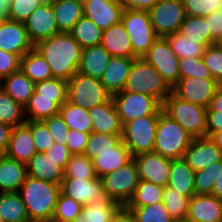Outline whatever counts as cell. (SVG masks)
<instances>
[{"instance_id":"obj_34","label":"cell","mask_w":222,"mask_h":222,"mask_svg":"<svg viewBox=\"0 0 222 222\" xmlns=\"http://www.w3.org/2000/svg\"><path fill=\"white\" fill-rule=\"evenodd\" d=\"M59 114L70 130L83 133L93 132V124L88 110L66 101L59 108Z\"/></svg>"},{"instance_id":"obj_16","label":"cell","mask_w":222,"mask_h":222,"mask_svg":"<svg viewBox=\"0 0 222 222\" xmlns=\"http://www.w3.org/2000/svg\"><path fill=\"white\" fill-rule=\"evenodd\" d=\"M61 192L83 206L93 201L108 200L98 176L93 179L64 178Z\"/></svg>"},{"instance_id":"obj_25","label":"cell","mask_w":222,"mask_h":222,"mask_svg":"<svg viewBox=\"0 0 222 222\" xmlns=\"http://www.w3.org/2000/svg\"><path fill=\"white\" fill-rule=\"evenodd\" d=\"M133 159L129 149L121 141L113 151L96 152L92 164L96 175L100 178L108 173L117 171Z\"/></svg>"},{"instance_id":"obj_28","label":"cell","mask_w":222,"mask_h":222,"mask_svg":"<svg viewBox=\"0 0 222 222\" xmlns=\"http://www.w3.org/2000/svg\"><path fill=\"white\" fill-rule=\"evenodd\" d=\"M111 58L112 56L101 45L82 48L78 72L100 79Z\"/></svg>"},{"instance_id":"obj_4","label":"cell","mask_w":222,"mask_h":222,"mask_svg":"<svg viewBox=\"0 0 222 222\" xmlns=\"http://www.w3.org/2000/svg\"><path fill=\"white\" fill-rule=\"evenodd\" d=\"M193 138L163 111L159 114L155 133L154 152L170 159L183 158Z\"/></svg>"},{"instance_id":"obj_11","label":"cell","mask_w":222,"mask_h":222,"mask_svg":"<svg viewBox=\"0 0 222 222\" xmlns=\"http://www.w3.org/2000/svg\"><path fill=\"white\" fill-rule=\"evenodd\" d=\"M148 13L158 37L179 32L186 17L182 0H159Z\"/></svg>"},{"instance_id":"obj_8","label":"cell","mask_w":222,"mask_h":222,"mask_svg":"<svg viewBox=\"0 0 222 222\" xmlns=\"http://www.w3.org/2000/svg\"><path fill=\"white\" fill-rule=\"evenodd\" d=\"M121 22L130 37L133 58H142L158 38L150 22L148 11L123 9Z\"/></svg>"},{"instance_id":"obj_68","label":"cell","mask_w":222,"mask_h":222,"mask_svg":"<svg viewBox=\"0 0 222 222\" xmlns=\"http://www.w3.org/2000/svg\"><path fill=\"white\" fill-rule=\"evenodd\" d=\"M77 3L84 5L88 0H75Z\"/></svg>"},{"instance_id":"obj_33","label":"cell","mask_w":222,"mask_h":222,"mask_svg":"<svg viewBox=\"0 0 222 222\" xmlns=\"http://www.w3.org/2000/svg\"><path fill=\"white\" fill-rule=\"evenodd\" d=\"M20 69L35 84L52 78L50 66L35 47L21 57Z\"/></svg>"},{"instance_id":"obj_9","label":"cell","mask_w":222,"mask_h":222,"mask_svg":"<svg viewBox=\"0 0 222 222\" xmlns=\"http://www.w3.org/2000/svg\"><path fill=\"white\" fill-rule=\"evenodd\" d=\"M158 119L159 115L143 116L122 126V141L132 157L154 151Z\"/></svg>"},{"instance_id":"obj_70","label":"cell","mask_w":222,"mask_h":222,"mask_svg":"<svg viewBox=\"0 0 222 222\" xmlns=\"http://www.w3.org/2000/svg\"><path fill=\"white\" fill-rule=\"evenodd\" d=\"M7 18H0V28L2 27L4 21L6 20Z\"/></svg>"},{"instance_id":"obj_6","label":"cell","mask_w":222,"mask_h":222,"mask_svg":"<svg viewBox=\"0 0 222 222\" xmlns=\"http://www.w3.org/2000/svg\"><path fill=\"white\" fill-rule=\"evenodd\" d=\"M100 179L105 197L108 200L117 202L120 206H126L140 181L134 159L117 171L101 176Z\"/></svg>"},{"instance_id":"obj_15","label":"cell","mask_w":222,"mask_h":222,"mask_svg":"<svg viewBox=\"0 0 222 222\" xmlns=\"http://www.w3.org/2000/svg\"><path fill=\"white\" fill-rule=\"evenodd\" d=\"M30 42L35 46L59 33L52 4H41L23 22Z\"/></svg>"},{"instance_id":"obj_24","label":"cell","mask_w":222,"mask_h":222,"mask_svg":"<svg viewBox=\"0 0 222 222\" xmlns=\"http://www.w3.org/2000/svg\"><path fill=\"white\" fill-rule=\"evenodd\" d=\"M100 45L112 57H133L132 43L121 21L103 30Z\"/></svg>"},{"instance_id":"obj_19","label":"cell","mask_w":222,"mask_h":222,"mask_svg":"<svg viewBox=\"0 0 222 222\" xmlns=\"http://www.w3.org/2000/svg\"><path fill=\"white\" fill-rule=\"evenodd\" d=\"M33 47L24 24L7 18L0 28V49L22 57Z\"/></svg>"},{"instance_id":"obj_45","label":"cell","mask_w":222,"mask_h":222,"mask_svg":"<svg viewBox=\"0 0 222 222\" xmlns=\"http://www.w3.org/2000/svg\"><path fill=\"white\" fill-rule=\"evenodd\" d=\"M136 222H173L163 202L141 207H126Z\"/></svg>"},{"instance_id":"obj_46","label":"cell","mask_w":222,"mask_h":222,"mask_svg":"<svg viewBox=\"0 0 222 222\" xmlns=\"http://www.w3.org/2000/svg\"><path fill=\"white\" fill-rule=\"evenodd\" d=\"M83 205L60 192L52 221L73 222L81 214Z\"/></svg>"},{"instance_id":"obj_42","label":"cell","mask_w":222,"mask_h":222,"mask_svg":"<svg viewBox=\"0 0 222 222\" xmlns=\"http://www.w3.org/2000/svg\"><path fill=\"white\" fill-rule=\"evenodd\" d=\"M96 177L92 159L84 154L70 156L64 168V178L93 179Z\"/></svg>"},{"instance_id":"obj_69","label":"cell","mask_w":222,"mask_h":222,"mask_svg":"<svg viewBox=\"0 0 222 222\" xmlns=\"http://www.w3.org/2000/svg\"><path fill=\"white\" fill-rule=\"evenodd\" d=\"M173 222H191L188 219L173 220Z\"/></svg>"},{"instance_id":"obj_49","label":"cell","mask_w":222,"mask_h":222,"mask_svg":"<svg viewBox=\"0 0 222 222\" xmlns=\"http://www.w3.org/2000/svg\"><path fill=\"white\" fill-rule=\"evenodd\" d=\"M180 78L197 77L212 78L209 69L205 65L202 58H180L179 59Z\"/></svg>"},{"instance_id":"obj_30","label":"cell","mask_w":222,"mask_h":222,"mask_svg":"<svg viewBox=\"0 0 222 222\" xmlns=\"http://www.w3.org/2000/svg\"><path fill=\"white\" fill-rule=\"evenodd\" d=\"M195 171L183 158L172 159L167 187L191 198L194 194Z\"/></svg>"},{"instance_id":"obj_26","label":"cell","mask_w":222,"mask_h":222,"mask_svg":"<svg viewBox=\"0 0 222 222\" xmlns=\"http://www.w3.org/2000/svg\"><path fill=\"white\" fill-rule=\"evenodd\" d=\"M27 175L61 185L64 169L45 153H36L26 164Z\"/></svg>"},{"instance_id":"obj_32","label":"cell","mask_w":222,"mask_h":222,"mask_svg":"<svg viewBox=\"0 0 222 222\" xmlns=\"http://www.w3.org/2000/svg\"><path fill=\"white\" fill-rule=\"evenodd\" d=\"M52 7L58 32L69 33L75 23L84 16L83 5L75 0H54Z\"/></svg>"},{"instance_id":"obj_41","label":"cell","mask_w":222,"mask_h":222,"mask_svg":"<svg viewBox=\"0 0 222 222\" xmlns=\"http://www.w3.org/2000/svg\"><path fill=\"white\" fill-rule=\"evenodd\" d=\"M0 122L11 127L19 126L26 123L24 107L16 103L13 98L10 97L1 87Z\"/></svg>"},{"instance_id":"obj_21","label":"cell","mask_w":222,"mask_h":222,"mask_svg":"<svg viewBox=\"0 0 222 222\" xmlns=\"http://www.w3.org/2000/svg\"><path fill=\"white\" fill-rule=\"evenodd\" d=\"M37 153L30 128L24 123L12 127L5 156L27 164Z\"/></svg>"},{"instance_id":"obj_63","label":"cell","mask_w":222,"mask_h":222,"mask_svg":"<svg viewBox=\"0 0 222 222\" xmlns=\"http://www.w3.org/2000/svg\"><path fill=\"white\" fill-rule=\"evenodd\" d=\"M207 112H222V84L216 89V92L207 107Z\"/></svg>"},{"instance_id":"obj_10","label":"cell","mask_w":222,"mask_h":222,"mask_svg":"<svg viewBox=\"0 0 222 222\" xmlns=\"http://www.w3.org/2000/svg\"><path fill=\"white\" fill-rule=\"evenodd\" d=\"M122 126L136 118L159 115L162 105L152 96L142 93L121 91L112 95Z\"/></svg>"},{"instance_id":"obj_57","label":"cell","mask_w":222,"mask_h":222,"mask_svg":"<svg viewBox=\"0 0 222 222\" xmlns=\"http://www.w3.org/2000/svg\"><path fill=\"white\" fill-rule=\"evenodd\" d=\"M207 21L208 30L211 32L212 40L215 43L222 41V10L212 12L204 17Z\"/></svg>"},{"instance_id":"obj_23","label":"cell","mask_w":222,"mask_h":222,"mask_svg":"<svg viewBox=\"0 0 222 222\" xmlns=\"http://www.w3.org/2000/svg\"><path fill=\"white\" fill-rule=\"evenodd\" d=\"M93 124V132L122 134V124L112 97L105 103L88 110Z\"/></svg>"},{"instance_id":"obj_40","label":"cell","mask_w":222,"mask_h":222,"mask_svg":"<svg viewBox=\"0 0 222 222\" xmlns=\"http://www.w3.org/2000/svg\"><path fill=\"white\" fill-rule=\"evenodd\" d=\"M165 187L147 182L139 181L138 186L125 207H141L163 202Z\"/></svg>"},{"instance_id":"obj_55","label":"cell","mask_w":222,"mask_h":222,"mask_svg":"<svg viewBox=\"0 0 222 222\" xmlns=\"http://www.w3.org/2000/svg\"><path fill=\"white\" fill-rule=\"evenodd\" d=\"M21 57L0 49V81L13 72L20 70Z\"/></svg>"},{"instance_id":"obj_58","label":"cell","mask_w":222,"mask_h":222,"mask_svg":"<svg viewBox=\"0 0 222 222\" xmlns=\"http://www.w3.org/2000/svg\"><path fill=\"white\" fill-rule=\"evenodd\" d=\"M52 160L56 161L57 164L65 168L70 156L72 155L66 145L54 143L46 152H44Z\"/></svg>"},{"instance_id":"obj_14","label":"cell","mask_w":222,"mask_h":222,"mask_svg":"<svg viewBox=\"0 0 222 222\" xmlns=\"http://www.w3.org/2000/svg\"><path fill=\"white\" fill-rule=\"evenodd\" d=\"M141 180L166 187L169 181L172 159L156 152H147L133 157Z\"/></svg>"},{"instance_id":"obj_27","label":"cell","mask_w":222,"mask_h":222,"mask_svg":"<svg viewBox=\"0 0 222 222\" xmlns=\"http://www.w3.org/2000/svg\"><path fill=\"white\" fill-rule=\"evenodd\" d=\"M27 176L26 164L0 156V193L19 192Z\"/></svg>"},{"instance_id":"obj_43","label":"cell","mask_w":222,"mask_h":222,"mask_svg":"<svg viewBox=\"0 0 222 222\" xmlns=\"http://www.w3.org/2000/svg\"><path fill=\"white\" fill-rule=\"evenodd\" d=\"M122 141V134H103L98 132H91L84 151V155L89 159L95 157L96 152L113 151Z\"/></svg>"},{"instance_id":"obj_39","label":"cell","mask_w":222,"mask_h":222,"mask_svg":"<svg viewBox=\"0 0 222 222\" xmlns=\"http://www.w3.org/2000/svg\"><path fill=\"white\" fill-rule=\"evenodd\" d=\"M101 30L92 20L81 17L69 32L82 48L100 45Z\"/></svg>"},{"instance_id":"obj_2","label":"cell","mask_w":222,"mask_h":222,"mask_svg":"<svg viewBox=\"0 0 222 222\" xmlns=\"http://www.w3.org/2000/svg\"><path fill=\"white\" fill-rule=\"evenodd\" d=\"M61 185L27 176L19 194L31 222H52Z\"/></svg>"},{"instance_id":"obj_66","label":"cell","mask_w":222,"mask_h":222,"mask_svg":"<svg viewBox=\"0 0 222 222\" xmlns=\"http://www.w3.org/2000/svg\"><path fill=\"white\" fill-rule=\"evenodd\" d=\"M9 0H0V18H7Z\"/></svg>"},{"instance_id":"obj_5","label":"cell","mask_w":222,"mask_h":222,"mask_svg":"<svg viewBox=\"0 0 222 222\" xmlns=\"http://www.w3.org/2000/svg\"><path fill=\"white\" fill-rule=\"evenodd\" d=\"M162 110L192 138L206 137L207 108L181 100L171 92L162 103Z\"/></svg>"},{"instance_id":"obj_17","label":"cell","mask_w":222,"mask_h":222,"mask_svg":"<svg viewBox=\"0 0 222 222\" xmlns=\"http://www.w3.org/2000/svg\"><path fill=\"white\" fill-rule=\"evenodd\" d=\"M183 159L196 172L222 160V151L210 137L193 138Z\"/></svg>"},{"instance_id":"obj_20","label":"cell","mask_w":222,"mask_h":222,"mask_svg":"<svg viewBox=\"0 0 222 222\" xmlns=\"http://www.w3.org/2000/svg\"><path fill=\"white\" fill-rule=\"evenodd\" d=\"M186 219L191 222H222V200L214 195L194 194L189 201Z\"/></svg>"},{"instance_id":"obj_18","label":"cell","mask_w":222,"mask_h":222,"mask_svg":"<svg viewBox=\"0 0 222 222\" xmlns=\"http://www.w3.org/2000/svg\"><path fill=\"white\" fill-rule=\"evenodd\" d=\"M83 12L84 17L106 30L121 21L123 7L117 0H88L83 5Z\"/></svg>"},{"instance_id":"obj_54","label":"cell","mask_w":222,"mask_h":222,"mask_svg":"<svg viewBox=\"0 0 222 222\" xmlns=\"http://www.w3.org/2000/svg\"><path fill=\"white\" fill-rule=\"evenodd\" d=\"M49 129L55 143L66 145L68 126L63 121L60 114L54 115L43 121Z\"/></svg>"},{"instance_id":"obj_61","label":"cell","mask_w":222,"mask_h":222,"mask_svg":"<svg viewBox=\"0 0 222 222\" xmlns=\"http://www.w3.org/2000/svg\"><path fill=\"white\" fill-rule=\"evenodd\" d=\"M11 129V126L0 122V156L7 150Z\"/></svg>"},{"instance_id":"obj_65","label":"cell","mask_w":222,"mask_h":222,"mask_svg":"<svg viewBox=\"0 0 222 222\" xmlns=\"http://www.w3.org/2000/svg\"><path fill=\"white\" fill-rule=\"evenodd\" d=\"M214 144L222 151V130L209 136Z\"/></svg>"},{"instance_id":"obj_59","label":"cell","mask_w":222,"mask_h":222,"mask_svg":"<svg viewBox=\"0 0 222 222\" xmlns=\"http://www.w3.org/2000/svg\"><path fill=\"white\" fill-rule=\"evenodd\" d=\"M222 130V112H207L206 114V136Z\"/></svg>"},{"instance_id":"obj_7","label":"cell","mask_w":222,"mask_h":222,"mask_svg":"<svg viewBox=\"0 0 222 222\" xmlns=\"http://www.w3.org/2000/svg\"><path fill=\"white\" fill-rule=\"evenodd\" d=\"M112 95L105 89L100 79L76 72L67 81V101L90 110L107 102Z\"/></svg>"},{"instance_id":"obj_48","label":"cell","mask_w":222,"mask_h":222,"mask_svg":"<svg viewBox=\"0 0 222 222\" xmlns=\"http://www.w3.org/2000/svg\"><path fill=\"white\" fill-rule=\"evenodd\" d=\"M25 124L31 130L37 153L46 152L55 143L54 138L43 121H26Z\"/></svg>"},{"instance_id":"obj_29","label":"cell","mask_w":222,"mask_h":222,"mask_svg":"<svg viewBox=\"0 0 222 222\" xmlns=\"http://www.w3.org/2000/svg\"><path fill=\"white\" fill-rule=\"evenodd\" d=\"M0 87L25 108L34 93L35 83L22 70L11 73L0 81Z\"/></svg>"},{"instance_id":"obj_13","label":"cell","mask_w":222,"mask_h":222,"mask_svg":"<svg viewBox=\"0 0 222 222\" xmlns=\"http://www.w3.org/2000/svg\"><path fill=\"white\" fill-rule=\"evenodd\" d=\"M219 85L213 78H180L171 92L181 100L207 108Z\"/></svg>"},{"instance_id":"obj_35","label":"cell","mask_w":222,"mask_h":222,"mask_svg":"<svg viewBox=\"0 0 222 222\" xmlns=\"http://www.w3.org/2000/svg\"><path fill=\"white\" fill-rule=\"evenodd\" d=\"M0 216L4 222L29 221L26 207L18 192L0 193Z\"/></svg>"},{"instance_id":"obj_56","label":"cell","mask_w":222,"mask_h":222,"mask_svg":"<svg viewBox=\"0 0 222 222\" xmlns=\"http://www.w3.org/2000/svg\"><path fill=\"white\" fill-rule=\"evenodd\" d=\"M89 135V133H83L79 130H68L66 146L72 155L84 153Z\"/></svg>"},{"instance_id":"obj_1","label":"cell","mask_w":222,"mask_h":222,"mask_svg":"<svg viewBox=\"0 0 222 222\" xmlns=\"http://www.w3.org/2000/svg\"><path fill=\"white\" fill-rule=\"evenodd\" d=\"M34 47L47 61L52 77L68 81L78 71L82 47L70 33L59 32Z\"/></svg>"},{"instance_id":"obj_22","label":"cell","mask_w":222,"mask_h":222,"mask_svg":"<svg viewBox=\"0 0 222 222\" xmlns=\"http://www.w3.org/2000/svg\"><path fill=\"white\" fill-rule=\"evenodd\" d=\"M137 58L133 57H112L100 78L105 89L114 95L121 92L127 81L133 62Z\"/></svg>"},{"instance_id":"obj_37","label":"cell","mask_w":222,"mask_h":222,"mask_svg":"<svg viewBox=\"0 0 222 222\" xmlns=\"http://www.w3.org/2000/svg\"><path fill=\"white\" fill-rule=\"evenodd\" d=\"M168 41L171 50L180 58L192 57L202 58L206 45L196 42V40L188 39V37L179 32L164 36Z\"/></svg>"},{"instance_id":"obj_50","label":"cell","mask_w":222,"mask_h":222,"mask_svg":"<svg viewBox=\"0 0 222 222\" xmlns=\"http://www.w3.org/2000/svg\"><path fill=\"white\" fill-rule=\"evenodd\" d=\"M38 97L67 98V81L59 78H50L35 84Z\"/></svg>"},{"instance_id":"obj_38","label":"cell","mask_w":222,"mask_h":222,"mask_svg":"<svg viewBox=\"0 0 222 222\" xmlns=\"http://www.w3.org/2000/svg\"><path fill=\"white\" fill-rule=\"evenodd\" d=\"M179 33L206 46L216 44L212 40L211 32L208 30L207 21L204 17L186 15Z\"/></svg>"},{"instance_id":"obj_52","label":"cell","mask_w":222,"mask_h":222,"mask_svg":"<svg viewBox=\"0 0 222 222\" xmlns=\"http://www.w3.org/2000/svg\"><path fill=\"white\" fill-rule=\"evenodd\" d=\"M41 4L39 0H9L7 18L23 23Z\"/></svg>"},{"instance_id":"obj_64","label":"cell","mask_w":222,"mask_h":222,"mask_svg":"<svg viewBox=\"0 0 222 222\" xmlns=\"http://www.w3.org/2000/svg\"><path fill=\"white\" fill-rule=\"evenodd\" d=\"M218 199L222 200V160L220 161V173L215 180L212 194Z\"/></svg>"},{"instance_id":"obj_67","label":"cell","mask_w":222,"mask_h":222,"mask_svg":"<svg viewBox=\"0 0 222 222\" xmlns=\"http://www.w3.org/2000/svg\"><path fill=\"white\" fill-rule=\"evenodd\" d=\"M42 4H52L54 0H39Z\"/></svg>"},{"instance_id":"obj_53","label":"cell","mask_w":222,"mask_h":222,"mask_svg":"<svg viewBox=\"0 0 222 222\" xmlns=\"http://www.w3.org/2000/svg\"><path fill=\"white\" fill-rule=\"evenodd\" d=\"M186 15L206 17L222 10V0H182Z\"/></svg>"},{"instance_id":"obj_31","label":"cell","mask_w":222,"mask_h":222,"mask_svg":"<svg viewBox=\"0 0 222 222\" xmlns=\"http://www.w3.org/2000/svg\"><path fill=\"white\" fill-rule=\"evenodd\" d=\"M66 101L67 98L38 97V94L34 91L24 108L25 119L26 121H44L59 114L60 106Z\"/></svg>"},{"instance_id":"obj_36","label":"cell","mask_w":222,"mask_h":222,"mask_svg":"<svg viewBox=\"0 0 222 222\" xmlns=\"http://www.w3.org/2000/svg\"><path fill=\"white\" fill-rule=\"evenodd\" d=\"M121 206L111 200H98L84 205L78 222H110L112 216Z\"/></svg>"},{"instance_id":"obj_44","label":"cell","mask_w":222,"mask_h":222,"mask_svg":"<svg viewBox=\"0 0 222 222\" xmlns=\"http://www.w3.org/2000/svg\"><path fill=\"white\" fill-rule=\"evenodd\" d=\"M190 198L170 187H165L163 203L173 220L186 219Z\"/></svg>"},{"instance_id":"obj_60","label":"cell","mask_w":222,"mask_h":222,"mask_svg":"<svg viewBox=\"0 0 222 222\" xmlns=\"http://www.w3.org/2000/svg\"><path fill=\"white\" fill-rule=\"evenodd\" d=\"M123 9L149 11L159 0H117Z\"/></svg>"},{"instance_id":"obj_3","label":"cell","mask_w":222,"mask_h":222,"mask_svg":"<svg viewBox=\"0 0 222 222\" xmlns=\"http://www.w3.org/2000/svg\"><path fill=\"white\" fill-rule=\"evenodd\" d=\"M123 91L147 94L162 105L171 93V88L152 65L142 58H137L133 62Z\"/></svg>"},{"instance_id":"obj_47","label":"cell","mask_w":222,"mask_h":222,"mask_svg":"<svg viewBox=\"0 0 222 222\" xmlns=\"http://www.w3.org/2000/svg\"><path fill=\"white\" fill-rule=\"evenodd\" d=\"M220 173V161L195 172L194 191L196 195H211L215 180Z\"/></svg>"},{"instance_id":"obj_51","label":"cell","mask_w":222,"mask_h":222,"mask_svg":"<svg viewBox=\"0 0 222 222\" xmlns=\"http://www.w3.org/2000/svg\"><path fill=\"white\" fill-rule=\"evenodd\" d=\"M202 60L209 69L212 78L222 84V47L218 43L207 46Z\"/></svg>"},{"instance_id":"obj_62","label":"cell","mask_w":222,"mask_h":222,"mask_svg":"<svg viewBox=\"0 0 222 222\" xmlns=\"http://www.w3.org/2000/svg\"><path fill=\"white\" fill-rule=\"evenodd\" d=\"M110 222H136L133 213L125 206H121L112 216Z\"/></svg>"},{"instance_id":"obj_12","label":"cell","mask_w":222,"mask_h":222,"mask_svg":"<svg viewBox=\"0 0 222 222\" xmlns=\"http://www.w3.org/2000/svg\"><path fill=\"white\" fill-rule=\"evenodd\" d=\"M142 59L160 73L170 88L179 81V58L164 37H158Z\"/></svg>"}]
</instances>
